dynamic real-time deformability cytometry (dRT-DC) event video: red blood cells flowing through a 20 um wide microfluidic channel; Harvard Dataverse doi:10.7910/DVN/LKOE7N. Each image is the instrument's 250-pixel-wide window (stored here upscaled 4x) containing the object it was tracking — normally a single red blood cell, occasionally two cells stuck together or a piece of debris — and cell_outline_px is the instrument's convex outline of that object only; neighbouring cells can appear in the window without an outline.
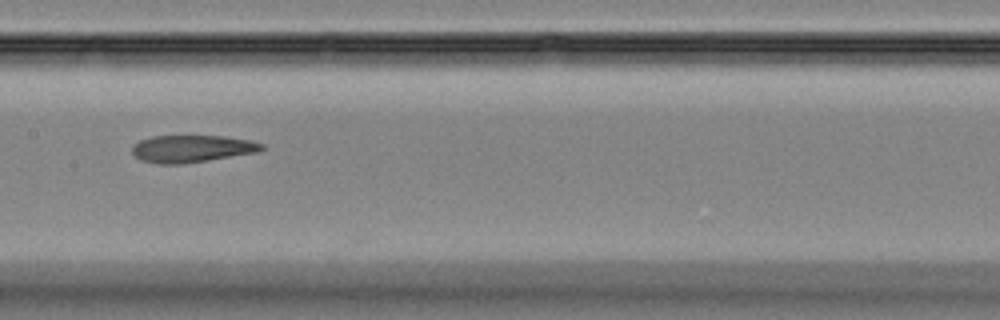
{"species": "Egyptian fruit bat (a non-hibernating species)", "species_latin": "Rousettus aegyptiacus", "temperature_condition": "room temperature", "stored_images_in_passage": 7, "camera_frame_rate_fps": 3000, "um_per_image_px": 0.085, "animal": {"sex": "female"}, "frame": {"image": 1, "passage_image": 7, "time_ms": 7.667, "image_size_px": [1000, 320], "cell_outline_px": [[264, 148], [256, 152], [184, 164], [156, 164], [140, 160], [132, 152], [132, 148], [140, 140], [152, 136], [224, 136], [252, 140], [264, 144]], "centroid_in_image_um": [16.31, 12.64], "position_along_channel_um": 191.1, "area_um2": 20.52}}